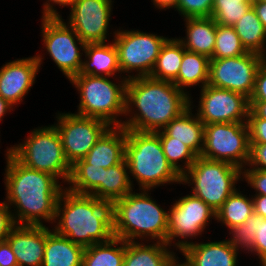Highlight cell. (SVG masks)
<instances>
[{
    "mask_svg": "<svg viewBox=\"0 0 266 266\" xmlns=\"http://www.w3.org/2000/svg\"><path fill=\"white\" fill-rule=\"evenodd\" d=\"M259 265L266 266V258L261 260V261H259Z\"/></svg>",
    "mask_w": 266,
    "mask_h": 266,
    "instance_id": "51",
    "label": "cell"
},
{
    "mask_svg": "<svg viewBox=\"0 0 266 266\" xmlns=\"http://www.w3.org/2000/svg\"><path fill=\"white\" fill-rule=\"evenodd\" d=\"M214 0H178L176 11L185 18L211 17Z\"/></svg>",
    "mask_w": 266,
    "mask_h": 266,
    "instance_id": "37",
    "label": "cell"
},
{
    "mask_svg": "<svg viewBox=\"0 0 266 266\" xmlns=\"http://www.w3.org/2000/svg\"><path fill=\"white\" fill-rule=\"evenodd\" d=\"M180 258L178 256H175L168 264L167 266H189V264L185 261L180 262Z\"/></svg>",
    "mask_w": 266,
    "mask_h": 266,
    "instance_id": "50",
    "label": "cell"
},
{
    "mask_svg": "<svg viewBox=\"0 0 266 266\" xmlns=\"http://www.w3.org/2000/svg\"><path fill=\"white\" fill-rule=\"evenodd\" d=\"M249 101H266V59L257 70L254 91Z\"/></svg>",
    "mask_w": 266,
    "mask_h": 266,
    "instance_id": "41",
    "label": "cell"
},
{
    "mask_svg": "<svg viewBox=\"0 0 266 266\" xmlns=\"http://www.w3.org/2000/svg\"><path fill=\"white\" fill-rule=\"evenodd\" d=\"M125 160L133 188L132 179H136L139 190L181 185V175L167 162L160 138L154 132L126 130Z\"/></svg>",
    "mask_w": 266,
    "mask_h": 266,
    "instance_id": "5",
    "label": "cell"
},
{
    "mask_svg": "<svg viewBox=\"0 0 266 266\" xmlns=\"http://www.w3.org/2000/svg\"><path fill=\"white\" fill-rule=\"evenodd\" d=\"M254 214V203L252 195L243 194L239 188L236 189L216 212V221L231 228L243 224L246 219Z\"/></svg>",
    "mask_w": 266,
    "mask_h": 266,
    "instance_id": "31",
    "label": "cell"
},
{
    "mask_svg": "<svg viewBox=\"0 0 266 266\" xmlns=\"http://www.w3.org/2000/svg\"><path fill=\"white\" fill-rule=\"evenodd\" d=\"M185 51L184 46L176 37L169 38L160 50L150 77L157 80L174 82L180 71Z\"/></svg>",
    "mask_w": 266,
    "mask_h": 266,
    "instance_id": "30",
    "label": "cell"
},
{
    "mask_svg": "<svg viewBox=\"0 0 266 266\" xmlns=\"http://www.w3.org/2000/svg\"><path fill=\"white\" fill-rule=\"evenodd\" d=\"M250 144H266V120L261 118H248Z\"/></svg>",
    "mask_w": 266,
    "mask_h": 266,
    "instance_id": "39",
    "label": "cell"
},
{
    "mask_svg": "<svg viewBox=\"0 0 266 266\" xmlns=\"http://www.w3.org/2000/svg\"><path fill=\"white\" fill-rule=\"evenodd\" d=\"M6 241L16 256L18 266H42L46 225H16Z\"/></svg>",
    "mask_w": 266,
    "mask_h": 266,
    "instance_id": "18",
    "label": "cell"
},
{
    "mask_svg": "<svg viewBox=\"0 0 266 266\" xmlns=\"http://www.w3.org/2000/svg\"><path fill=\"white\" fill-rule=\"evenodd\" d=\"M112 0H72L66 22L74 29L84 43H105L109 41V26L112 19Z\"/></svg>",
    "mask_w": 266,
    "mask_h": 266,
    "instance_id": "16",
    "label": "cell"
},
{
    "mask_svg": "<svg viewBox=\"0 0 266 266\" xmlns=\"http://www.w3.org/2000/svg\"><path fill=\"white\" fill-rule=\"evenodd\" d=\"M197 116L204 124L247 123L250 111L249 98L245 95L205 85L200 89Z\"/></svg>",
    "mask_w": 266,
    "mask_h": 266,
    "instance_id": "15",
    "label": "cell"
},
{
    "mask_svg": "<svg viewBox=\"0 0 266 266\" xmlns=\"http://www.w3.org/2000/svg\"><path fill=\"white\" fill-rule=\"evenodd\" d=\"M84 52L85 58L78 75L122 77L113 40L108 43H87Z\"/></svg>",
    "mask_w": 266,
    "mask_h": 266,
    "instance_id": "22",
    "label": "cell"
},
{
    "mask_svg": "<svg viewBox=\"0 0 266 266\" xmlns=\"http://www.w3.org/2000/svg\"><path fill=\"white\" fill-rule=\"evenodd\" d=\"M250 145V159L246 167L266 170V144Z\"/></svg>",
    "mask_w": 266,
    "mask_h": 266,
    "instance_id": "42",
    "label": "cell"
},
{
    "mask_svg": "<svg viewBox=\"0 0 266 266\" xmlns=\"http://www.w3.org/2000/svg\"><path fill=\"white\" fill-rule=\"evenodd\" d=\"M41 17L42 32L40 33H42L44 50L65 75L64 77L70 80L81 70L86 43L67 22H64L59 13H42Z\"/></svg>",
    "mask_w": 266,
    "mask_h": 266,
    "instance_id": "10",
    "label": "cell"
},
{
    "mask_svg": "<svg viewBox=\"0 0 266 266\" xmlns=\"http://www.w3.org/2000/svg\"><path fill=\"white\" fill-rule=\"evenodd\" d=\"M125 241L123 266H167L177 255L170 246L161 242Z\"/></svg>",
    "mask_w": 266,
    "mask_h": 266,
    "instance_id": "26",
    "label": "cell"
},
{
    "mask_svg": "<svg viewBox=\"0 0 266 266\" xmlns=\"http://www.w3.org/2000/svg\"><path fill=\"white\" fill-rule=\"evenodd\" d=\"M154 7L161 10L173 9L176 11L178 0H151Z\"/></svg>",
    "mask_w": 266,
    "mask_h": 266,
    "instance_id": "48",
    "label": "cell"
},
{
    "mask_svg": "<svg viewBox=\"0 0 266 266\" xmlns=\"http://www.w3.org/2000/svg\"><path fill=\"white\" fill-rule=\"evenodd\" d=\"M133 188L126 160L103 170L102 176V200L113 203L117 199L125 197Z\"/></svg>",
    "mask_w": 266,
    "mask_h": 266,
    "instance_id": "33",
    "label": "cell"
},
{
    "mask_svg": "<svg viewBox=\"0 0 266 266\" xmlns=\"http://www.w3.org/2000/svg\"><path fill=\"white\" fill-rule=\"evenodd\" d=\"M70 1L72 0H46L45 2H43V8L41 12L43 14L60 13L56 9L57 8L56 6L58 5V7H61V6L65 7Z\"/></svg>",
    "mask_w": 266,
    "mask_h": 266,
    "instance_id": "45",
    "label": "cell"
},
{
    "mask_svg": "<svg viewBox=\"0 0 266 266\" xmlns=\"http://www.w3.org/2000/svg\"><path fill=\"white\" fill-rule=\"evenodd\" d=\"M266 58L248 52L229 58H212L209 62L208 85L238 92L250 98L259 66Z\"/></svg>",
    "mask_w": 266,
    "mask_h": 266,
    "instance_id": "14",
    "label": "cell"
},
{
    "mask_svg": "<svg viewBox=\"0 0 266 266\" xmlns=\"http://www.w3.org/2000/svg\"><path fill=\"white\" fill-rule=\"evenodd\" d=\"M252 7L255 10L257 17L266 29V2L260 0H253Z\"/></svg>",
    "mask_w": 266,
    "mask_h": 266,
    "instance_id": "47",
    "label": "cell"
},
{
    "mask_svg": "<svg viewBox=\"0 0 266 266\" xmlns=\"http://www.w3.org/2000/svg\"><path fill=\"white\" fill-rule=\"evenodd\" d=\"M0 266H18L16 256L7 241L0 242Z\"/></svg>",
    "mask_w": 266,
    "mask_h": 266,
    "instance_id": "43",
    "label": "cell"
},
{
    "mask_svg": "<svg viewBox=\"0 0 266 266\" xmlns=\"http://www.w3.org/2000/svg\"><path fill=\"white\" fill-rule=\"evenodd\" d=\"M242 181V170L237 166L198 156L181 176V184L191 186L193 195L202 199L215 212L237 189Z\"/></svg>",
    "mask_w": 266,
    "mask_h": 266,
    "instance_id": "8",
    "label": "cell"
},
{
    "mask_svg": "<svg viewBox=\"0 0 266 266\" xmlns=\"http://www.w3.org/2000/svg\"><path fill=\"white\" fill-rule=\"evenodd\" d=\"M250 111L248 118H261L266 120V101H249Z\"/></svg>",
    "mask_w": 266,
    "mask_h": 266,
    "instance_id": "44",
    "label": "cell"
},
{
    "mask_svg": "<svg viewBox=\"0 0 266 266\" xmlns=\"http://www.w3.org/2000/svg\"><path fill=\"white\" fill-rule=\"evenodd\" d=\"M13 106H11L6 100H4L0 96V123L2 122L4 116H6L7 113L10 114L11 111H13Z\"/></svg>",
    "mask_w": 266,
    "mask_h": 266,
    "instance_id": "49",
    "label": "cell"
},
{
    "mask_svg": "<svg viewBox=\"0 0 266 266\" xmlns=\"http://www.w3.org/2000/svg\"><path fill=\"white\" fill-rule=\"evenodd\" d=\"M189 106L190 96L173 82L150 76L131 78L126 84V119L122 127L126 130L155 133Z\"/></svg>",
    "mask_w": 266,
    "mask_h": 266,
    "instance_id": "2",
    "label": "cell"
},
{
    "mask_svg": "<svg viewBox=\"0 0 266 266\" xmlns=\"http://www.w3.org/2000/svg\"><path fill=\"white\" fill-rule=\"evenodd\" d=\"M155 133L160 138L167 162L182 176L191 167L198 156L185 144L177 140H172V137H169L163 130Z\"/></svg>",
    "mask_w": 266,
    "mask_h": 266,
    "instance_id": "34",
    "label": "cell"
},
{
    "mask_svg": "<svg viewBox=\"0 0 266 266\" xmlns=\"http://www.w3.org/2000/svg\"><path fill=\"white\" fill-rule=\"evenodd\" d=\"M228 231V241L238 250L258 256V261L266 258V219L254 213Z\"/></svg>",
    "mask_w": 266,
    "mask_h": 266,
    "instance_id": "21",
    "label": "cell"
},
{
    "mask_svg": "<svg viewBox=\"0 0 266 266\" xmlns=\"http://www.w3.org/2000/svg\"><path fill=\"white\" fill-rule=\"evenodd\" d=\"M126 129L110 126L83 158L87 164L109 168L125 159Z\"/></svg>",
    "mask_w": 266,
    "mask_h": 266,
    "instance_id": "20",
    "label": "cell"
},
{
    "mask_svg": "<svg viewBox=\"0 0 266 266\" xmlns=\"http://www.w3.org/2000/svg\"><path fill=\"white\" fill-rule=\"evenodd\" d=\"M15 226L11 208L6 201L0 202V242L6 241Z\"/></svg>",
    "mask_w": 266,
    "mask_h": 266,
    "instance_id": "40",
    "label": "cell"
},
{
    "mask_svg": "<svg viewBox=\"0 0 266 266\" xmlns=\"http://www.w3.org/2000/svg\"><path fill=\"white\" fill-rule=\"evenodd\" d=\"M250 136L247 123H212L205 125L200 157L224 161L243 170L250 159Z\"/></svg>",
    "mask_w": 266,
    "mask_h": 266,
    "instance_id": "11",
    "label": "cell"
},
{
    "mask_svg": "<svg viewBox=\"0 0 266 266\" xmlns=\"http://www.w3.org/2000/svg\"><path fill=\"white\" fill-rule=\"evenodd\" d=\"M233 27L248 52L258 53L266 58V29L253 7Z\"/></svg>",
    "mask_w": 266,
    "mask_h": 266,
    "instance_id": "29",
    "label": "cell"
},
{
    "mask_svg": "<svg viewBox=\"0 0 266 266\" xmlns=\"http://www.w3.org/2000/svg\"><path fill=\"white\" fill-rule=\"evenodd\" d=\"M242 181L256 191L253 195H266V170L245 167L242 170Z\"/></svg>",
    "mask_w": 266,
    "mask_h": 266,
    "instance_id": "38",
    "label": "cell"
},
{
    "mask_svg": "<svg viewBox=\"0 0 266 266\" xmlns=\"http://www.w3.org/2000/svg\"><path fill=\"white\" fill-rule=\"evenodd\" d=\"M173 202L168 209L166 244L180 252L192 238L202 236L210 221L216 219V212L192 193Z\"/></svg>",
    "mask_w": 266,
    "mask_h": 266,
    "instance_id": "12",
    "label": "cell"
},
{
    "mask_svg": "<svg viewBox=\"0 0 266 266\" xmlns=\"http://www.w3.org/2000/svg\"><path fill=\"white\" fill-rule=\"evenodd\" d=\"M149 192L132 191L112 203L114 237L126 242L139 239L166 244L168 209L159 205Z\"/></svg>",
    "mask_w": 266,
    "mask_h": 266,
    "instance_id": "4",
    "label": "cell"
},
{
    "mask_svg": "<svg viewBox=\"0 0 266 266\" xmlns=\"http://www.w3.org/2000/svg\"><path fill=\"white\" fill-rule=\"evenodd\" d=\"M6 150L4 200L11 208L16 225L54 224L57 200L65 186L52 174L20 163L9 148Z\"/></svg>",
    "mask_w": 266,
    "mask_h": 266,
    "instance_id": "1",
    "label": "cell"
},
{
    "mask_svg": "<svg viewBox=\"0 0 266 266\" xmlns=\"http://www.w3.org/2000/svg\"><path fill=\"white\" fill-rule=\"evenodd\" d=\"M125 241L116 237L84 249L82 266H123Z\"/></svg>",
    "mask_w": 266,
    "mask_h": 266,
    "instance_id": "32",
    "label": "cell"
},
{
    "mask_svg": "<svg viewBox=\"0 0 266 266\" xmlns=\"http://www.w3.org/2000/svg\"><path fill=\"white\" fill-rule=\"evenodd\" d=\"M55 127L58 130L62 147L68 162L73 165L83 159L98 139L110 127L101 119L85 117L75 113H55Z\"/></svg>",
    "mask_w": 266,
    "mask_h": 266,
    "instance_id": "13",
    "label": "cell"
},
{
    "mask_svg": "<svg viewBox=\"0 0 266 266\" xmlns=\"http://www.w3.org/2000/svg\"><path fill=\"white\" fill-rule=\"evenodd\" d=\"M46 226V243L42 266H82L84 247L58 235Z\"/></svg>",
    "mask_w": 266,
    "mask_h": 266,
    "instance_id": "25",
    "label": "cell"
},
{
    "mask_svg": "<svg viewBox=\"0 0 266 266\" xmlns=\"http://www.w3.org/2000/svg\"><path fill=\"white\" fill-rule=\"evenodd\" d=\"M193 105L190 98V106L162 130L172 137V140L185 144L197 156H200L204 144L205 125L199 120L196 112L192 113Z\"/></svg>",
    "mask_w": 266,
    "mask_h": 266,
    "instance_id": "23",
    "label": "cell"
},
{
    "mask_svg": "<svg viewBox=\"0 0 266 266\" xmlns=\"http://www.w3.org/2000/svg\"><path fill=\"white\" fill-rule=\"evenodd\" d=\"M251 7V0H214L211 18L219 25L233 26Z\"/></svg>",
    "mask_w": 266,
    "mask_h": 266,
    "instance_id": "36",
    "label": "cell"
},
{
    "mask_svg": "<svg viewBox=\"0 0 266 266\" xmlns=\"http://www.w3.org/2000/svg\"><path fill=\"white\" fill-rule=\"evenodd\" d=\"M104 167L87 164L83 159L77 160L71 169L66 188L77 194H87L102 200V176Z\"/></svg>",
    "mask_w": 266,
    "mask_h": 266,
    "instance_id": "28",
    "label": "cell"
},
{
    "mask_svg": "<svg viewBox=\"0 0 266 266\" xmlns=\"http://www.w3.org/2000/svg\"><path fill=\"white\" fill-rule=\"evenodd\" d=\"M40 54L10 60L0 67V96L14 109L16 105L23 102L24 97L36 82V76L45 60L44 55Z\"/></svg>",
    "mask_w": 266,
    "mask_h": 266,
    "instance_id": "17",
    "label": "cell"
},
{
    "mask_svg": "<svg viewBox=\"0 0 266 266\" xmlns=\"http://www.w3.org/2000/svg\"><path fill=\"white\" fill-rule=\"evenodd\" d=\"M209 62L210 59L207 56L186 50L183 53V59L177 79L173 82V84L193 99L189 93L190 91L186 90L197 85L202 89L208 84Z\"/></svg>",
    "mask_w": 266,
    "mask_h": 266,
    "instance_id": "27",
    "label": "cell"
},
{
    "mask_svg": "<svg viewBox=\"0 0 266 266\" xmlns=\"http://www.w3.org/2000/svg\"><path fill=\"white\" fill-rule=\"evenodd\" d=\"M110 34H113L112 40L118 51V64L121 74L123 73L122 77L127 80L150 76L162 46L169 39L138 29L119 28ZM133 72H136L135 75Z\"/></svg>",
    "mask_w": 266,
    "mask_h": 266,
    "instance_id": "9",
    "label": "cell"
},
{
    "mask_svg": "<svg viewBox=\"0 0 266 266\" xmlns=\"http://www.w3.org/2000/svg\"><path fill=\"white\" fill-rule=\"evenodd\" d=\"M180 253L189 266H238L239 250L228 239L191 242Z\"/></svg>",
    "mask_w": 266,
    "mask_h": 266,
    "instance_id": "19",
    "label": "cell"
},
{
    "mask_svg": "<svg viewBox=\"0 0 266 266\" xmlns=\"http://www.w3.org/2000/svg\"><path fill=\"white\" fill-rule=\"evenodd\" d=\"M254 213L266 219V195H253Z\"/></svg>",
    "mask_w": 266,
    "mask_h": 266,
    "instance_id": "46",
    "label": "cell"
},
{
    "mask_svg": "<svg viewBox=\"0 0 266 266\" xmlns=\"http://www.w3.org/2000/svg\"><path fill=\"white\" fill-rule=\"evenodd\" d=\"M186 36L176 38L185 50L212 59L217 23L211 17L185 18Z\"/></svg>",
    "mask_w": 266,
    "mask_h": 266,
    "instance_id": "24",
    "label": "cell"
},
{
    "mask_svg": "<svg viewBox=\"0 0 266 266\" xmlns=\"http://www.w3.org/2000/svg\"><path fill=\"white\" fill-rule=\"evenodd\" d=\"M110 78L113 77L75 75L69 80L80 96L75 114L104 120L110 126H122L124 120L120 117L125 115L127 79Z\"/></svg>",
    "mask_w": 266,
    "mask_h": 266,
    "instance_id": "6",
    "label": "cell"
},
{
    "mask_svg": "<svg viewBox=\"0 0 266 266\" xmlns=\"http://www.w3.org/2000/svg\"><path fill=\"white\" fill-rule=\"evenodd\" d=\"M9 152L25 166L50 173L65 185L68 183L72 165L66 159L54 124L34 128L23 142L11 145Z\"/></svg>",
    "mask_w": 266,
    "mask_h": 266,
    "instance_id": "7",
    "label": "cell"
},
{
    "mask_svg": "<svg viewBox=\"0 0 266 266\" xmlns=\"http://www.w3.org/2000/svg\"><path fill=\"white\" fill-rule=\"evenodd\" d=\"M248 53L233 26L217 24L212 58H229Z\"/></svg>",
    "mask_w": 266,
    "mask_h": 266,
    "instance_id": "35",
    "label": "cell"
},
{
    "mask_svg": "<svg viewBox=\"0 0 266 266\" xmlns=\"http://www.w3.org/2000/svg\"><path fill=\"white\" fill-rule=\"evenodd\" d=\"M54 223L52 229L58 235L84 248L114 237L112 204L66 187L58 197Z\"/></svg>",
    "mask_w": 266,
    "mask_h": 266,
    "instance_id": "3",
    "label": "cell"
}]
</instances>
